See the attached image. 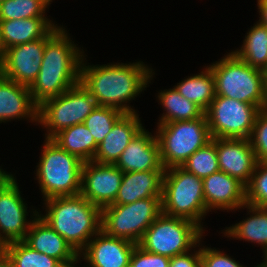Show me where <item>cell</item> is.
<instances>
[{"instance_id":"d590c367","label":"cell","mask_w":267,"mask_h":267,"mask_svg":"<svg viewBox=\"0 0 267 267\" xmlns=\"http://www.w3.org/2000/svg\"><path fill=\"white\" fill-rule=\"evenodd\" d=\"M201 267H244L239 262L230 258L219 250L212 248H200ZM258 267V265L256 266Z\"/></svg>"},{"instance_id":"30bf717a","label":"cell","mask_w":267,"mask_h":267,"mask_svg":"<svg viewBox=\"0 0 267 267\" xmlns=\"http://www.w3.org/2000/svg\"><path fill=\"white\" fill-rule=\"evenodd\" d=\"M97 107L91 93L81 84L71 87L59 96L47 99L38 110V123L48 129L45 139L59 131L84 122Z\"/></svg>"},{"instance_id":"4316f807","label":"cell","mask_w":267,"mask_h":267,"mask_svg":"<svg viewBox=\"0 0 267 267\" xmlns=\"http://www.w3.org/2000/svg\"><path fill=\"white\" fill-rule=\"evenodd\" d=\"M158 99L165 108L164 111H166L161 116L158 124L194 120L204 114V111L198 105L182 96L175 87L166 91L161 90Z\"/></svg>"},{"instance_id":"44dd1931","label":"cell","mask_w":267,"mask_h":267,"mask_svg":"<svg viewBox=\"0 0 267 267\" xmlns=\"http://www.w3.org/2000/svg\"><path fill=\"white\" fill-rule=\"evenodd\" d=\"M39 106L29 87L9 80L0 74V123L22 117L38 122Z\"/></svg>"},{"instance_id":"ba28073f","label":"cell","mask_w":267,"mask_h":267,"mask_svg":"<svg viewBox=\"0 0 267 267\" xmlns=\"http://www.w3.org/2000/svg\"><path fill=\"white\" fill-rule=\"evenodd\" d=\"M203 231L193 221L161 213L145 231L138 245L150 253L172 258L195 248Z\"/></svg>"},{"instance_id":"f1b7e54d","label":"cell","mask_w":267,"mask_h":267,"mask_svg":"<svg viewBox=\"0 0 267 267\" xmlns=\"http://www.w3.org/2000/svg\"><path fill=\"white\" fill-rule=\"evenodd\" d=\"M6 254L12 267H65L57 259L37 252L24 241L7 244Z\"/></svg>"},{"instance_id":"2e32d148","label":"cell","mask_w":267,"mask_h":267,"mask_svg":"<svg viewBox=\"0 0 267 267\" xmlns=\"http://www.w3.org/2000/svg\"><path fill=\"white\" fill-rule=\"evenodd\" d=\"M33 214L35 217H33L34 219L24 242L37 252L57 259L65 267H74L78 260H80L79 254L40 217L38 211H33Z\"/></svg>"},{"instance_id":"83f0119b","label":"cell","mask_w":267,"mask_h":267,"mask_svg":"<svg viewBox=\"0 0 267 267\" xmlns=\"http://www.w3.org/2000/svg\"><path fill=\"white\" fill-rule=\"evenodd\" d=\"M248 65L263 70L267 66V27L259 22L251 27L240 50L233 51Z\"/></svg>"},{"instance_id":"e0dca14e","label":"cell","mask_w":267,"mask_h":267,"mask_svg":"<svg viewBox=\"0 0 267 267\" xmlns=\"http://www.w3.org/2000/svg\"><path fill=\"white\" fill-rule=\"evenodd\" d=\"M91 239L79 254L89 263L87 267H129L137 244L110 236L102 229Z\"/></svg>"},{"instance_id":"60d3db41","label":"cell","mask_w":267,"mask_h":267,"mask_svg":"<svg viewBox=\"0 0 267 267\" xmlns=\"http://www.w3.org/2000/svg\"><path fill=\"white\" fill-rule=\"evenodd\" d=\"M9 174L6 173L5 171H3L1 168H0V183L8 176Z\"/></svg>"},{"instance_id":"603a6c76","label":"cell","mask_w":267,"mask_h":267,"mask_svg":"<svg viewBox=\"0 0 267 267\" xmlns=\"http://www.w3.org/2000/svg\"><path fill=\"white\" fill-rule=\"evenodd\" d=\"M55 27L47 18L0 21L2 53L7 48L45 38Z\"/></svg>"},{"instance_id":"277c9868","label":"cell","mask_w":267,"mask_h":267,"mask_svg":"<svg viewBox=\"0 0 267 267\" xmlns=\"http://www.w3.org/2000/svg\"><path fill=\"white\" fill-rule=\"evenodd\" d=\"M214 77L216 95L265 108L267 89L263 72L248 65L234 52L208 66Z\"/></svg>"},{"instance_id":"ab89813d","label":"cell","mask_w":267,"mask_h":267,"mask_svg":"<svg viewBox=\"0 0 267 267\" xmlns=\"http://www.w3.org/2000/svg\"><path fill=\"white\" fill-rule=\"evenodd\" d=\"M7 243L0 236V257L6 254Z\"/></svg>"},{"instance_id":"7bdbcfd3","label":"cell","mask_w":267,"mask_h":267,"mask_svg":"<svg viewBox=\"0 0 267 267\" xmlns=\"http://www.w3.org/2000/svg\"><path fill=\"white\" fill-rule=\"evenodd\" d=\"M264 257V262L258 264V267H267V254Z\"/></svg>"},{"instance_id":"d6a6232c","label":"cell","mask_w":267,"mask_h":267,"mask_svg":"<svg viewBox=\"0 0 267 267\" xmlns=\"http://www.w3.org/2000/svg\"><path fill=\"white\" fill-rule=\"evenodd\" d=\"M246 203L267 207V162H258L250 182L246 185Z\"/></svg>"},{"instance_id":"484cf974","label":"cell","mask_w":267,"mask_h":267,"mask_svg":"<svg viewBox=\"0 0 267 267\" xmlns=\"http://www.w3.org/2000/svg\"><path fill=\"white\" fill-rule=\"evenodd\" d=\"M175 88L182 96L194 102L204 112L216 96L214 77L208 66L201 73L184 79Z\"/></svg>"},{"instance_id":"8992f818","label":"cell","mask_w":267,"mask_h":267,"mask_svg":"<svg viewBox=\"0 0 267 267\" xmlns=\"http://www.w3.org/2000/svg\"><path fill=\"white\" fill-rule=\"evenodd\" d=\"M207 212L203 179L181 167L166 169L163 175L162 213L193 221L203 229L200 220Z\"/></svg>"},{"instance_id":"3957f363","label":"cell","mask_w":267,"mask_h":267,"mask_svg":"<svg viewBox=\"0 0 267 267\" xmlns=\"http://www.w3.org/2000/svg\"><path fill=\"white\" fill-rule=\"evenodd\" d=\"M47 222L80 254L101 230L102 209L89 202L81 194L58 196L44 200Z\"/></svg>"},{"instance_id":"9a60e30c","label":"cell","mask_w":267,"mask_h":267,"mask_svg":"<svg viewBox=\"0 0 267 267\" xmlns=\"http://www.w3.org/2000/svg\"><path fill=\"white\" fill-rule=\"evenodd\" d=\"M215 146L220 171L237 178L246 186L258 163L249 140L215 138Z\"/></svg>"},{"instance_id":"74e56055","label":"cell","mask_w":267,"mask_h":267,"mask_svg":"<svg viewBox=\"0 0 267 267\" xmlns=\"http://www.w3.org/2000/svg\"><path fill=\"white\" fill-rule=\"evenodd\" d=\"M257 2L259 13H261V17L258 21L261 25L267 27V0H258Z\"/></svg>"},{"instance_id":"f546056e","label":"cell","mask_w":267,"mask_h":267,"mask_svg":"<svg viewBox=\"0 0 267 267\" xmlns=\"http://www.w3.org/2000/svg\"><path fill=\"white\" fill-rule=\"evenodd\" d=\"M52 0H5L0 2V21L46 18L45 10Z\"/></svg>"},{"instance_id":"d6986e66","label":"cell","mask_w":267,"mask_h":267,"mask_svg":"<svg viewBox=\"0 0 267 267\" xmlns=\"http://www.w3.org/2000/svg\"><path fill=\"white\" fill-rule=\"evenodd\" d=\"M124 172L165 171L160 160L159 144L144 127L130 141L115 164Z\"/></svg>"},{"instance_id":"7c38bea8","label":"cell","mask_w":267,"mask_h":267,"mask_svg":"<svg viewBox=\"0 0 267 267\" xmlns=\"http://www.w3.org/2000/svg\"><path fill=\"white\" fill-rule=\"evenodd\" d=\"M59 28L60 26L56 24L45 38L5 49L0 57V74L9 80L30 87L39 73L45 43Z\"/></svg>"},{"instance_id":"1f68e13d","label":"cell","mask_w":267,"mask_h":267,"mask_svg":"<svg viewBox=\"0 0 267 267\" xmlns=\"http://www.w3.org/2000/svg\"><path fill=\"white\" fill-rule=\"evenodd\" d=\"M123 114L116 108L97 105L83 123L92 133L96 144L99 145Z\"/></svg>"},{"instance_id":"f6af8a7d","label":"cell","mask_w":267,"mask_h":267,"mask_svg":"<svg viewBox=\"0 0 267 267\" xmlns=\"http://www.w3.org/2000/svg\"><path fill=\"white\" fill-rule=\"evenodd\" d=\"M264 109L267 111V93H266V105H265V108Z\"/></svg>"},{"instance_id":"ee69618b","label":"cell","mask_w":267,"mask_h":267,"mask_svg":"<svg viewBox=\"0 0 267 267\" xmlns=\"http://www.w3.org/2000/svg\"><path fill=\"white\" fill-rule=\"evenodd\" d=\"M2 55V44H1V37H0V57Z\"/></svg>"},{"instance_id":"ac0fdd59","label":"cell","mask_w":267,"mask_h":267,"mask_svg":"<svg viewBox=\"0 0 267 267\" xmlns=\"http://www.w3.org/2000/svg\"><path fill=\"white\" fill-rule=\"evenodd\" d=\"M206 209L237 210L246 203V186L237 178L218 171L203 179Z\"/></svg>"},{"instance_id":"5bb4252c","label":"cell","mask_w":267,"mask_h":267,"mask_svg":"<svg viewBox=\"0 0 267 267\" xmlns=\"http://www.w3.org/2000/svg\"><path fill=\"white\" fill-rule=\"evenodd\" d=\"M122 178L123 172L115 164L84 162L80 194L102 209L115 201Z\"/></svg>"},{"instance_id":"7a4b0ae2","label":"cell","mask_w":267,"mask_h":267,"mask_svg":"<svg viewBox=\"0 0 267 267\" xmlns=\"http://www.w3.org/2000/svg\"><path fill=\"white\" fill-rule=\"evenodd\" d=\"M65 31L60 27L46 41L39 73L29 87L38 106L80 83V67L85 56Z\"/></svg>"},{"instance_id":"8d00e7d4","label":"cell","mask_w":267,"mask_h":267,"mask_svg":"<svg viewBox=\"0 0 267 267\" xmlns=\"http://www.w3.org/2000/svg\"><path fill=\"white\" fill-rule=\"evenodd\" d=\"M184 253L170 258L169 267H201L200 249L195 254Z\"/></svg>"},{"instance_id":"f35d334b","label":"cell","mask_w":267,"mask_h":267,"mask_svg":"<svg viewBox=\"0 0 267 267\" xmlns=\"http://www.w3.org/2000/svg\"><path fill=\"white\" fill-rule=\"evenodd\" d=\"M0 267H12L10 258L7 256V254L0 257Z\"/></svg>"},{"instance_id":"9c48e42d","label":"cell","mask_w":267,"mask_h":267,"mask_svg":"<svg viewBox=\"0 0 267 267\" xmlns=\"http://www.w3.org/2000/svg\"><path fill=\"white\" fill-rule=\"evenodd\" d=\"M162 213V198H146L130 204L102 208L101 229L108 235L138 244Z\"/></svg>"},{"instance_id":"836d02e7","label":"cell","mask_w":267,"mask_h":267,"mask_svg":"<svg viewBox=\"0 0 267 267\" xmlns=\"http://www.w3.org/2000/svg\"><path fill=\"white\" fill-rule=\"evenodd\" d=\"M258 162H267V111L260 110L248 138Z\"/></svg>"},{"instance_id":"d4e9b609","label":"cell","mask_w":267,"mask_h":267,"mask_svg":"<svg viewBox=\"0 0 267 267\" xmlns=\"http://www.w3.org/2000/svg\"><path fill=\"white\" fill-rule=\"evenodd\" d=\"M243 207L249 209L252 215L244 221L226 228L224 234L228 237L258 243L263 247L264 256L267 254V207H255L248 204Z\"/></svg>"},{"instance_id":"5b68a950","label":"cell","mask_w":267,"mask_h":267,"mask_svg":"<svg viewBox=\"0 0 267 267\" xmlns=\"http://www.w3.org/2000/svg\"><path fill=\"white\" fill-rule=\"evenodd\" d=\"M42 152L36 176L45 200L80 194L84 162L60 148L51 139L45 140Z\"/></svg>"},{"instance_id":"b9f144b4","label":"cell","mask_w":267,"mask_h":267,"mask_svg":"<svg viewBox=\"0 0 267 267\" xmlns=\"http://www.w3.org/2000/svg\"><path fill=\"white\" fill-rule=\"evenodd\" d=\"M262 72H263L264 84L265 87L267 88V66L262 70Z\"/></svg>"},{"instance_id":"6da1fadb","label":"cell","mask_w":267,"mask_h":267,"mask_svg":"<svg viewBox=\"0 0 267 267\" xmlns=\"http://www.w3.org/2000/svg\"><path fill=\"white\" fill-rule=\"evenodd\" d=\"M151 68L142 62L80 67V83L95 98L97 105L113 107L123 113H136L126 105L152 79Z\"/></svg>"},{"instance_id":"ffe728a7","label":"cell","mask_w":267,"mask_h":267,"mask_svg":"<svg viewBox=\"0 0 267 267\" xmlns=\"http://www.w3.org/2000/svg\"><path fill=\"white\" fill-rule=\"evenodd\" d=\"M142 128L137 112L124 113L98 145L93 161L102 164H116L122 152Z\"/></svg>"},{"instance_id":"e575fe53","label":"cell","mask_w":267,"mask_h":267,"mask_svg":"<svg viewBox=\"0 0 267 267\" xmlns=\"http://www.w3.org/2000/svg\"><path fill=\"white\" fill-rule=\"evenodd\" d=\"M170 258L143 250L138 244L131 255L129 267H169Z\"/></svg>"},{"instance_id":"4dcf8cb0","label":"cell","mask_w":267,"mask_h":267,"mask_svg":"<svg viewBox=\"0 0 267 267\" xmlns=\"http://www.w3.org/2000/svg\"><path fill=\"white\" fill-rule=\"evenodd\" d=\"M185 171L204 179L220 171L215 138L193 153L181 166Z\"/></svg>"},{"instance_id":"52a82bcc","label":"cell","mask_w":267,"mask_h":267,"mask_svg":"<svg viewBox=\"0 0 267 267\" xmlns=\"http://www.w3.org/2000/svg\"><path fill=\"white\" fill-rule=\"evenodd\" d=\"M156 138L164 169L181 167L198 149L211 140L205 113L194 120L158 124Z\"/></svg>"},{"instance_id":"7402d4cb","label":"cell","mask_w":267,"mask_h":267,"mask_svg":"<svg viewBox=\"0 0 267 267\" xmlns=\"http://www.w3.org/2000/svg\"><path fill=\"white\" fill-rule=\"evenodd\" d=\"M164 171L124 172L111 205L130 204L146 198H162Z\"/></svg>"},{"instance_id":"4fadbf2b","label":"cell","mask_w":267,"mask_h":267,"mask_svg":"<svg viewBox=\"0 0 267 267\" xmlns=\"http://www.w3.org/2000/svg\"><path fill=\"white\" fill-rule=\"evenodd\" d=\"M15 179L9 174L0 183V236L7 244L24 241L32 224L26 221L27 207Z\"/></svg>"},{"instance_id":"cb8c5ba5","label":"cell","mask_w":267,"mask_h":267,"mask_svg":"<svg viewBox=\"0 0 267 267\" xmlns=\"http://www.w3.org/2000/svg\"><path fill=\"white\" fill-rule=\"evenodd\" d=\"M60 148L78 157L82 162L93 161L98 145L84 123L65 128L52 138Z\"/></svg>"},{"instance_id":"8fae6325","label":"cell","mask_w":267,"mask_h":267,"mask_svg":"<svg viewBox=\"0 0 267 267\" xmlns=\"http://www.w3.org/2000/svg\"><path fill=\"white\" fill-rule=\"evenodd\" d=\"M259 111L256 105L216 95L204 112L211 138L248 139Z\"/></svg>"}]
</instances>
